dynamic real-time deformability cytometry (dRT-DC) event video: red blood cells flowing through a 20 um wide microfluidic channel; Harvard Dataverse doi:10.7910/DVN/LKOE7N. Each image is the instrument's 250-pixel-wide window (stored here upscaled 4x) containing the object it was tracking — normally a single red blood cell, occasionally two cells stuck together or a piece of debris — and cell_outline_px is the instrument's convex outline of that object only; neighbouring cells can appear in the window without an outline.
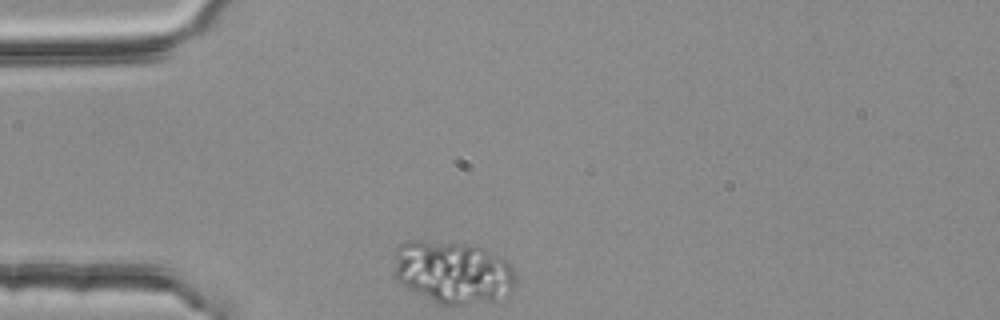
{"species": "common noctule bat (a hibernating species)", "species_latin": "Nyctalus noctula", "temperature_condition": "room temperature", "stored_images_in_passage": 33, "camera_frame_rate_fps": 3000, "um_per_image_px": 0.085, "animal": {"sex": "female", "body_mass_g": 25.1}, "frame": {"image": 1, "passage_image": 1, "time_ms": 0.0, "image_size_px": [1000, 320], "cell_outline_px": [[516, 284], [512, 292], [496, 300], [464, 304], [440, 304], [400, 284], [392, 276], [396, 248], [404, 240], [420, 240], [464, 244], [484, 248], [504, 260], [512, 268], [516, 276]], "centroid_in_image_um": [38.46, 23.13], "position_along_channel_um": 46.5, "area_um2": 44.51}}
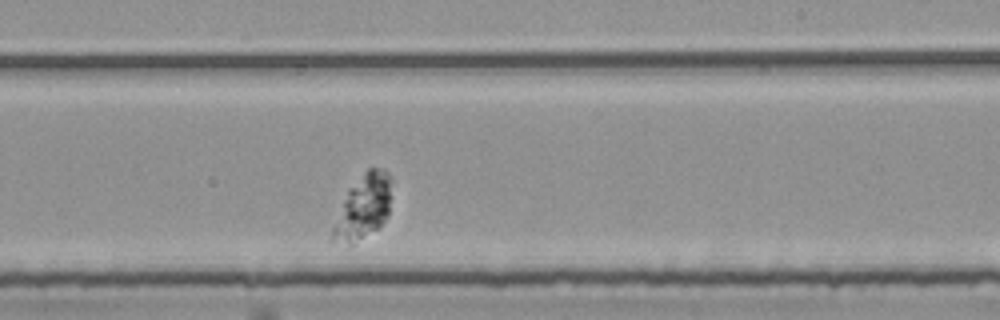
{"frame": {"image": 2, "passage_image": 21, "time_ms": 6.667, "image_size_px": [1000, 320], "cell_outline_px": [[392, 196], [388, 216], [380, 228], [352, 244], [348, 244], [332, 240], [332, 228], [348, 188], [368, 168], [384, 168], [388, 172], [392, 180]], "centroid_in_image_um": [30.93, 17.57], "position_along_channel_um": 258.1, "area_um2": 22.37}}
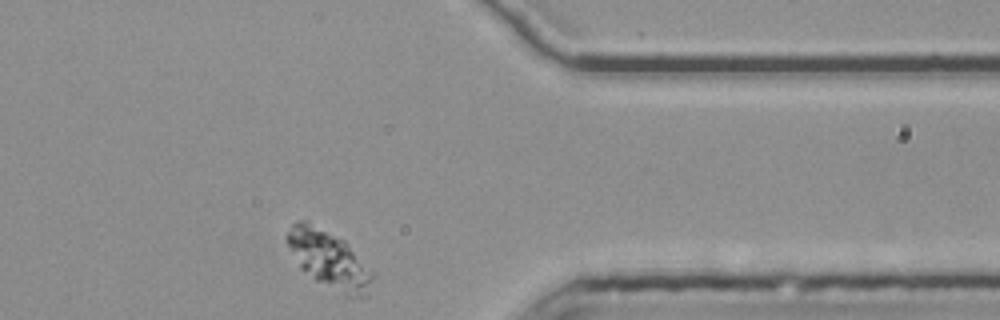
{"frame": {"image": 3, "passage_image": 33, "time_ms": 10.667, "image_size_px": [1000, 320], "cell_outline_px": [[372, 276], [368, 296], [344, 296], [316, 280], [300, 268], [288, 244], [288, 232], [292, 224], [300, 220], [308, 220], [344, 240], [372, 272]], "centroid_in_image_um": [27.96, 22.05], "position_along_channel_um": 383.4, "area_um2": 27.98}}